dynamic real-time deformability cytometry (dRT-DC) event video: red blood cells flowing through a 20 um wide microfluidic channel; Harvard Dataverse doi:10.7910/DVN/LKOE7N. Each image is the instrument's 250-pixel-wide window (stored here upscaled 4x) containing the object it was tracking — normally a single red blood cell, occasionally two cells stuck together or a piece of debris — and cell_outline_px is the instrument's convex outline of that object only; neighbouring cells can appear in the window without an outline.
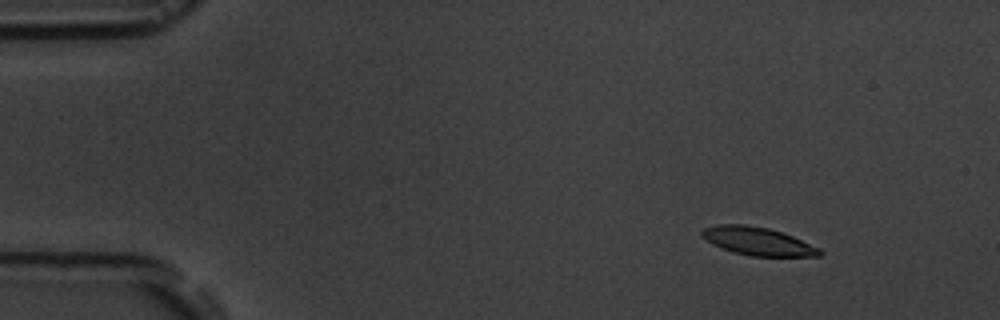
{"species": "common noctule bat (a hibernating species)", "species_latin": "Nyctalus noctula", "temperature_condition": "room temperature", "stored_images_in_passage": 4, "camera_frame_rate_fps": 3000, "um_per_image_px": 0.085, "animal": {"sex": "male", "body_mass_g": 19.5, "forearm_length_mm": 54.6}, "frame": {"image": 1, "passage_image": 1, "time_ms": 0.0, "image_size_px": [1000, 320], "cell_outline_px": [[824, 252], [820, 256], [752, 256], [732, 252], [720, 248], [712, 244], [700, 232], [704, 228], [716, 224], [744, 224], [768, 228], [792, 236], [820, 248]], "centroid_in_image_um": [64.41, 20.51], "position_along_channel_um": 20.6, "area_um2": 19.19}}
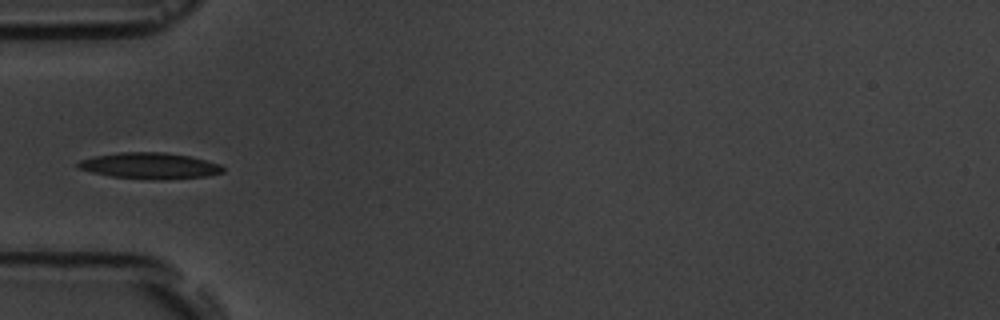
{"frame": {"image": 2, "passage_image": 4, "time_ms": 4.0, "image_size_px": [1000, 320], "cell_outline_px": [[224, 172], [208, 176], [164, 180], [152, 180], [112, 176], [92, 172], [76, 168], [76, 164], [80, 160], [92, 156], [120, 152], [164, 152], [188, 156], [220, 164], [224, 168]], "centroid_in_image_um": [12.71, 14.09], "position_along_channel_um": 72.3, "area_um2": 22.2}}